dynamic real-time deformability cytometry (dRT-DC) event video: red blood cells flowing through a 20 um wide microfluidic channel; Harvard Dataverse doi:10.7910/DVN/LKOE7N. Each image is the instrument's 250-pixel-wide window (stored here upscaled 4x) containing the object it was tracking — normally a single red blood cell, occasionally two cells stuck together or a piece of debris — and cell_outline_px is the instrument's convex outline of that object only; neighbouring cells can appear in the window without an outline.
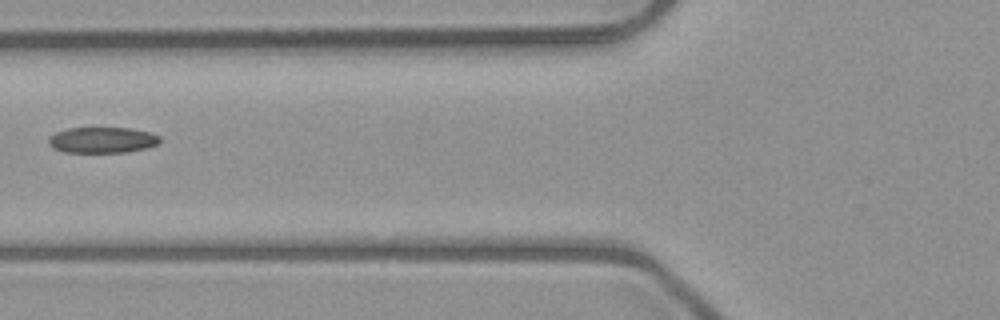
{"species": "common noctule bat (a hibernating species)", "species_latin": "Nyctalus noctula", "temperature_condition": "room temperature", "stored_images_in_passage": 4, "camera_frame_rate_fps": 3000, "um_per_image_px": 0.085, "animal": {"sex": "male", "body_mass_g": 23.1, "forearm_length_mm": 52.7}, "frame": {"image": 1, "passage_image": 3, "time_ms": 2.333, "image_size_px": [1000, 320], "cell_outline_px": [[160, 140], [156, 144], [144, 148], [128, 152], [64, 152], [52, 148], [48, 144], [48, 140], [56, 132], [68, 128], [132, 128], [148, 132], [160, 136]], "centroid_in_image_um": [8.67, 11.9], "position_along_channel_um": 117.1, "area_um2": 16.65}}
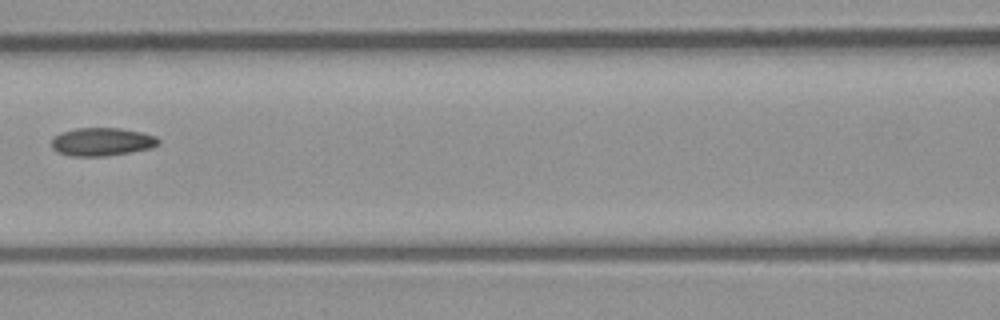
{"frame": {"image": 2, "passage_image": 4, "time_ms": 3.333, "image_size_px": [1000, 320], "cell_outline_px": [[160, 144], [152, 148], [108, 156], [72, 156], [56, 152], [52, 148], [52, 140], [60, 132], [76, 128], [120, 128], [140, 132], [156, 136], [160, 140]], "centroid_in_image_um": [8.68, 12.05], "position_along_channel_um": 157.9, "area_um2": 17.63}}